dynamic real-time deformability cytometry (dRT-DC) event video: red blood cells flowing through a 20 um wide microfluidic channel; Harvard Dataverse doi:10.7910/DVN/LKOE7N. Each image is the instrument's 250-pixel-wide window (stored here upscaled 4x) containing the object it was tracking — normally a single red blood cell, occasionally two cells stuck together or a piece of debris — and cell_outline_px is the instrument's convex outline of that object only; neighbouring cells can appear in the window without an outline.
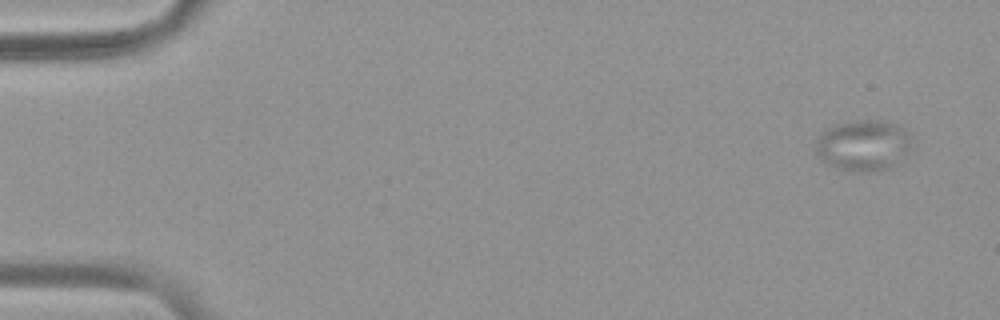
{"species": "common noctule bat (a hibernating species)", "species_latin": "Nyctalus noctula", "temperature_condition": "warm", "stored_images_in_passage": 1, "camera_frame_rate_fps": 3000, "um_per_image_px": 0.085, "animal": {"sex": "female", "body_mass_g": 19.9}, "frame": {"image": 1, "passage_image": 1, "time_ms": 0.0, "image_size_px": [1000, 320], "cell_outline_px": [[912, 148], [896, 164], [880, 172], [856, 172], [836, 168], [828, 164], [816, 156], [816, 140], [820, 132], [836, 124], [856, 120], [880, 120], [896, 124], [912, 132]], "centroid_in_image_um": [73.41, 12.36], "position_along_channel_um": 11.6, "area_um2": 29.25}}